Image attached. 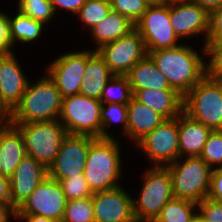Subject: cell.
I'll return each mask as SVG.
<instances>
[{"label": "cell", "instance_id": "23", "mask_svg": "<svg viewBox=\"0 0 222 222\" xmlns=\"http://www.w3.org/2000/svg\"><path fill=\"white\" fill-rule=\"evenodd\" d=\"M126 76L132 90H175L148 54L137 62Z\"/></svg>", "mask_w": 222, "mask_h": 222}, {"label": "cell", "instance_id": "35", "mask_svg": "<svg viewBox=\"0 0 222 222\" xmlns=\"http://www.w3.org/2000/svg\"><path fill=\"white\" fill-rule=\"evenodd\" d=\"M60 184L67 200L83 199L93 196V192L89 188L84 174H77V176L62 179Z\"/></svg>", "mask_w": 222, "mask_h": 222}, {"label": "cell", "instance_id": "27", "mask_svg": "<svg viewBox=\"0 0 222 222\" xmlns=\"http://www.w3.org/2000/svg\"><path fill=\"white\" fill-rule=\"evenodd\" d=\"M197 207L195 202L173 198L161 209L154 222H192L197 214L194 212H198Z\"/></svg>", "mask_w": 222, "mask_h": 222}, {"label": "cell", "instance_id": "16", "mask_svg": "<svg viewBox=\"0 0 222 222\" xmlns=\"http://www.w3.org/2000/svg\"><path fill=\"white\" fill-rule=\"evenodd\" d=\"M22 71L14 52L0 53V99L10 112L19 104L30 82Z\"/></svg>", "mask_w": 222, "mask_h": 222}, {"label": "cell", "instance_id": "24", "mask_svg": "<svg viewBox=\"0 0 222 222\" xmlns=\"http://www.w3.org/2000/svg\"><path fill=\"white\" fill-rule=\"evenodd\" d=\"M112 76L104 59L96 51L87 60L79 94L100 100L102 91Z\"/></svg>", "mask_w": 222, "mask_h": 222}, {"label": "cell", "instance_id": "10", "mask_svg": "<svg viewBox=\"0 0 222 222\" xmlns=\"http://www.w3.org/2000/svg\"><path fill=\"white\" fill-rule=\"evenodd\" d=\"M154 166L166 167L180 157L179 116L165 119L136 143Z\"/></svg>", "mask_w": 222, "mask_h": 222}, {"label": "cell", "instance_id": "17", "mask_svg": "<svg viewBox=\"0 0 222 222\" xmlns=\"http://www.w3.org/2000/svg\"><path fill=\"white\" fill-rule=\"evenodd\" d=\"M170 22L180 40L184 37L205 34L204 42L206 43L209 13L200 5L192 1L171 3Z\"/></svg>", "mask_w": 222, "mask_h": 222}, {"label": "cell", "instance_id": "28", "mask_svg": "<svg viewBox=\"0 0 222 222\" xmlns=\"http://www.w3.org/2000/svg\"><path fill=\"white\" fill-rule=\"evenodd\" d=\"M133 95L128 77L113 75L105 85L100 101L105 105L107 103L128 105L131 102Z\"/></svg>", "mask_w": 222, "mask_h": 222}, {"label": "cell", "instance_id": "19", "mask_svg": "<svg viewBox=\"0 0 222 222\" xmlns=\"http://www.w3.org/2000/svg\"><path fill=\"white\" fill-rule=\"evenodd\" d=\"M25 155L21 130L12 123L0 126V174L10 178Z\"/></svg>", "mask_w": 222, "mask_h": 222}, {"label": "cell", "instance_id": "49", "mask_svg": "<svg viewBox=\"0 0 222 222\" xmlns=\"http://www.w3.org/2000/svg\"><path fill=\"white\" fill-rule=\"evenodd\" d=\"M165 3L171 4V3H176V2H188L191 0H164Z\"/></svg>", "mask_w": 222, "mask_h": 222}, {"label": "cell", "instance_id": "29", "mask_svg": "<svg viewBox=\"0 0 222 222\" xmlns=\"http://www.w3.org/2000/svg\"><path fill=\"white\" fill-rule=\"evenodd\" d=\"M100 114L102 123L101 138H112L111 134L107 131L112 122L123 124L122 131L127 137L128 105L107 103V107L105 108V104H102Z\"/></svg>", "mask_w": 222, "mask_h": 222}, {"label": "cell", "instance_id": "42", "mask_svg": "<svg viewBox=\"0 0 222 222\" xmlns=\"http://www.w3.org/2000/svg\"><path fill=\"white\" fill-rule=\"evenodd\" d=\"M0 203L12 204L10 196V178L0 174Z\"/></svg>", "mask_w": 222, "mask_h": 222}, {"label": "cell", "instance_id": "11", "mask_svg": "<svg viewBox=\"0 0 222 222\" xmlns=\"http://www.w3.org/2000/svg\"><path fill=\"white\" fill-rule=\"evenodd\" d=\"M113 75L126 76L131 68L148 53L140 33L134 29L129 34L102 45L96 50Z\"/></svg>", "mask_w": 222, "mask_h": 222}, {"label": "cell", "instance_id": "33", "mask_svg": "<svg viewBox=\"0 0 222 222\" xmlns=\"http://www.w3.org/2000/svg\"><path fill=\"white\" fill-rule=\"evenodd\" d=\"M200 157L212 169H218L222 167V130L211 131ZM214 165L217 167H214Z\"/></svg>", "mask_w": 222, "mask_h": 222}, {"label": "cell", "instance_id": "38", "mask_svg": "<svg viewBox=\"0 0 222 222\" xmlns=\"http://www.w3.org/2000/svg\"><path fill=\"white\" fill-rule=\"evenodd\" d=\"M206 42H222V6L209 13V31Z\"/></svg>", "mask_w": 222, "mask_h": 222}, {"label": "cell", "instance_id": "44", "mask_svg": "<svg viewBox=\"0 0 222 222\" xmlns=\"http://www.w3.org/2000/svg\"><path fill=\"white\" fill-rule=\"evenodd\" d=\"M191 1L200 5L208 13L222 6V0H191Z\"/></svg>", "mask_w": 222, "mask_h": 222}, {"label": "cell", "instance_id": "39", "mask_svg": "<svg viewBox=\"0 0 222 222\" xmlns=\"http://www.w3.org/2000/svg\"><path fill=\"white\" fill-rule=\"evenodd\" d=\"M8 15L0 11V53L13 52Z\"/></svg>", "mask_w": 222, "mask_h": 222}, {"label": "cell", "instance_id": "3", "mask_svg": "<svg viewBox=\"0 0 222 222\" xmlns=\"http://www.w3.org/2000/svg\"><path fill=\"white\" fill-rule=\"evenodd\" d=\"M63 97L55 82L46 73L28 87L19 104L11 112L10 123L57 120Z\"/></svg>", "mask_w": 222, "mask_h": 222}, {"label": "cell", "instance_id": "1", "mask_svg": "<svg viewBox=\"0 0 222 222\" xmlns=\"http://www.w3.org/2000/svg\"><path fill=\"white\" fill-rule=\"evenodd\" d=\"M172 88L183 97L206 75V62L189 45L147 51Z\"/></svg>", "mask_w": 222, "mask_h": 222}, {"label": "cell", "instance_id": "5", "mask_svg": "<svg viewBox=\"0 0 222 222\" xmlns=\"http://www.w3.org/2000/svg\"><path fill=\"white\" fill-rule=\"evenodd\" d=\"M21 130L26 155L35 158L47 169L53 164L67 136L63 124L57 120L29 123H12Z\"/></svg>", "mask_w": 222, "mask_h": 222}, {"label": "cell", "instance_id": "4", "mask_svg": "<svg viewBox=\"0 0 222 222\" xmlns=\"http://www.w3.org/2000/svg\"><path fill=\"white\" fill-rule=\"evenodd\" d=\"M143 174L138 198L133 199L136 222H154L161 209L174 198L172 178L167 167L152 166Z\"/></svg>", "mask_w": 222, "mask_h": 222}, {"label": "cell", "instance_id": "6", "mask_svg": "<svg viewBox=\"0 0 222 222\" xmlns=\"http://www.w3.org/2000/svg\"><path fill=\"white\" fill-rule=\"evenodd\" d=\"M171 174L174 198L195 203L208 198L213 169L201 157H180L166 166Z\"/></svg>", "mask_w": 222, "mask_h": 222}, {"label": "cell", "instance_id": "36", "mask_svg": "<svg viewBox=\"0 0 222 222\" xmlns=\"http://www.w3.org/2000/svg\"><path fill=\"white\" fill-rule=\"evenodd\" d=\"M112 11L130 19L134 24L143 16L149 4L144 0H109Z\"/></svg>", "mask_w": 222, "mask_h": 222}, {"label": "cell", "instance_id": "37", "mask_svg": "<svg viewBox=\"0 0 222 222\" xmlns=\"http://www.w3.org/2000/svg\"><path fill=\"white\" fill-rule=\"evenodd\" d=\"M199 214L209 222H222V207L209 198L198 203Z\"/></svg>", "mask_w": 222, "mask_h": 222}, {"label": "cell", "instance_id": "12", "mask_svg": "<svg viewBox=\"0 0 222 222\" xmlns=\"http://www.w3.org/2000/svg\"><path fill=\"white\" fill-rule=\"evenodd\" d=\"M67 201L60 182L48 176L17 209V215H39L61 222Z\"/></svg>", "mask_w": 222, "mask_h": 222}, {"label": "cell", "instance_id": "20", "mask_svg": "<svg viewBox=\"0 0 222 222\" xmlns=\"http://www.w3.org/2000/svg\"><path fill=\"white\" fill-rule=\"evenodd\" d=\"M212 129L191 118L184 111L179 115V152L182 157H200Z\"/></svg>", "mask_w": 222, "mask_h": 222}, {"label": "cell", "instance_id": "34", "mask_svg": "<svg viewBox=\"0 0 222 222\" xmlns=\"http://www.w3.org/2000/svg\"><path fill=\"white\" fill-rule=\"evenodd\" d=\"M204 44L202 53L210 58L206 63V75L212 79L222 80V42Z\"/></svg>", "mask_w": 222, "mask_h": 222}, {"label": "cell", "instance_id": "14", "mask_svg": "<svg viewBox=\"0 0 222 222\" xmlns=\"http://www.w3.org/2000/svg\"><path fill=\"white\" fill-rule=\"evenodd\" d=\"M93 139L88 135L67 134L53 164L48 168V176L60 182L84 174L87 153Z\"/></svg>", "mask_w": 222, "mask_h": 222}, {"label": "cell", "instance_id": "41", "mask_svg": "<svg viewBox=\"0 0 222 222\" xmlns=\"http://www.w3.org/2000/svg\"><path fill=\"white\" fill-rule=\"evenodd\" d=\"M86 1L87 0H51V3L55 12L59 7L60 9H65L73 14H77Z\"/></svg>", "mask_w": 222, "mask_h": 222}, {"label": "cell", "instance_id": "7", "mask_svg": "<svg viewBox=\"0 0 222 222\" xmlns=\"http://www.w3.org/2000/svg\"><path fill=\"white\" fill-rule=\"evenodd\" d=\"M183 111L212 130H222V80L205 75L184 96Z\"/></svg>", "mask_w": 222, "mask_h": 222}, {"label": "cell", "instance_id": "25", "mask_svg": "<svg viewBox=\"0 0 222 222\" xmlns=\"http://www.w3.org/2000/svg\"><path fill=\"white\" fill-rule=\"evenodd\" d=\"M135 29V24L123 16L122 14L110 11L109 14L97 23L89 32L91 37L95 41L97 48L99 49L102 45L112 42L116 39L121 38L129 34Z\"/></svg>", "mask_w": 222, "mask_h": 222}, {"label": "cell", "instance_id": "9", "mask_svg": "<svg viewBox=\"0 0 222 222\" xmlns=\"http://www.w3.org/2000/svg\"><path fill=\"white\" fill-rule=\"evenodd\" d=\"M135 29L143 38L147 51L179 46V37L170 22V4L149 5L135 23Z\"/></svg>", "mask_w": 222, "mask_h": 222}, {"label": "cell", "instance_id": "21", "mask_svg": "<svg viewBox=\"0 0 222 222\" xmlns=\"http://www.w3.org/2000/svg\"><path fill=\"white\" fill-rule=\"evenodd\" d=\"M133 97L165 119L178 117L183 112L184 97L177 90H132Z\"/></svg>", "mask_w": 222, "mask_h": 222}, {"label": "cell", "instance_id": "30", "mask_svg": "<svg viewBox=\"0 0 222 222\" xmlns=\"http://www.w3.org/2000/svg\"><path fill=\"white\" fill-rule=\"evenodd\" d=\"M17 5L18 12L44 25L55 15L51 0H18Z\"/></svg>", "mask_w": 222, "mask_h": 222}, {"label": "cell", "instance_id": "43", "mask_svg": "<svg viewBox=\"0 0 222 222\" xmlns=\"http://www.w3.org/2000/svg\"><path fill=\"white\" fill-rule=\"evenodd\" d=\"M10 216L17 219V209L12 204L0 203V222H10Z\"/></svg>", "mask_w": 222, "mask_h": 222}, {"label": "cell", "instance_id": "48", "mask_svg": "<svg viewBox=\"0 0 222 222\" xmlns=\"http://www.w3.org/2000/svg\"><path fill=\"white\" fill-rule=\"evenodd\" d=\"M192 222H209L206 221L198 212Z\"/></svg>", "mask_w": 222, "mask_h": 222}, {"label": "cell", "instance_id": "47", "mask_svg": "<svg viewBox=\"0 0 222 222\" xmlns=\"http://www.w3.org/2000/svg\"><path fill=\"white\" fill-rule=\"evenodd\" d=\"M149 5H159L165 3L164 0H144Z\"/></svg>", "mask_w": 222, "mask_h": 222}, {"label": "cell", "instance_id": "18", "mask_svg": "<svg viewBox=\"0 0 222 222\" xmlns=\"http://www.w3.org/2000/svg\"><path fill=\"white\" fill-rule=\"evenodd\" d=\"M47 177L48 169L35 158L25 155L10 177L12 205L18 209Z\"/></svg>", "mask_w": 222, "mask_h": 222}, {"label": "cell", "instance_id": "8", "mask_svg": "<svg viewBox=\"0 0 222 222\" xmlns=\"http://www.w3.org/2000/svg\"><path fill=\"white\" fill-rule=\"evenodd\" d=\"M100 100L76 94L63 98L58 120L68 134L101 138Z\"/></svg>", "mask_w": 222, "mask_h": 222}, {"label": "cell", "instance_id": "31", "mask_svg": "<svg viewBox=\"0 0 222 222\" xmlns=\"http://www.w3.org/2000/svg\"><path fill=\"white\" fill-rule=\"evenodd\" d=\"M61 222H95L92 197L68 200Z\"/></svg>", "mask_w": 222, "mask_h": 222}, {"label": "cell", "instance_id": "15", "mask_svg": "<svg viewBox=\"0 0 222 222\" xmlns=\"http://www.w3.org/2000/svg\"><path fill=\"white\" fill-rule=\"evenodd\" d=\"M92 203L95 222H136L133 198L121 186L94 192Z\"/></svg>", "mask_w": 222, "mask_h": 222}, {"label": "cell", "instance_id": "22", "mask_svg": "<svg viewBox=\"0 0 222 222\" xmlns=\"http://www.w3.org/2000/svg\"><path fill=\"white\" fill-rule=\"evenodd\" d=\"M164 120L165 118L162 115L133 97L128 104L127 136L129 141L133 139L136 144Z\"/></svg>", "mask_w": 222, "mask_h": 222}, {"label": "cell", "instance_id": "2", "mask_svg": "<svg viewBox=\"0 0 222 222\" xmlns=\"http://www.w3.org/2000/svg\"><path fill=\"white\" fill-rule=\"evenodd\" d=\"M115 138H94L89 146L84 176L91 191L116 188L122 177L121 154Z\"/></svg>", "mask_w": 222, "mask_h": 222}, {"label": "cell", "instance_id": "46", "mask_svg": "<svg viewBox=\"0 0 222 222\" xmlns=\"http://www.w3.org/2000/svg\"><path fill=\"white\" fill-rule=\"evenodd\" d=\"M11 112L0 99V126L10 123Z\"/></svg>", "mask_w": 222, "mask_h": 222}, {"label": "cell", "instance_id": "13", "mask_svg": "<svg viewBox=\"0 0 222 222\" xmlns=\"http://www.w3.org/2000/svg\"><path fill=\"white\" fill-rule=\"evenodd\" d=\"M95 52V49L68 52L47 66L46 73L55 82L63 98L79 94L87 60Z\"/></svg>", "mask_w": 222, "mask_h": 222}, {"label": "cell", "instance_id": "32", "mask_svg": "<svg viewBox=\"0 0 222 222\" xmlns=\"http://www.w3.org/2000/svg\"><path fill=\"white\" fill-rule=\"evenodd\" d=\"M112 10L109 0H87L80 8L79 19L89 28V31L105 18Z\"/></svg>", "mask_w": 222, "mask_h": 222}, {"label": "cell", "instance_id": "40", "mask_svg": "<svg viewBox=\"0 0 222 222\" xmlns=\"http://www.w3.org/2000/svg\"><path fill=\"white\" fill-rule=\"evenodd\" d=\"M208 198L215 202H222V169L215 168L211 173Z\"/></svg>", "mask_w": 222, "mask_h": 222}, {"label": "cell", "instance_id": "26", "mask_svg": "<svg viewBox=\"0 0 222 222\" xmlns=\"http://www.w3.org/2000/svg\"><path fill=\"white\" fill-rule=\"evenodd\" d=\"M10 17L11 16H8L12 46L18 41L21 43H31L41 36L42 29H44L43 23L23 15L18 11L15 17Z\"/></svg>", "mask_w": 222, "mask_h": 222}, {"label": "cell", "instance_id": "45", "mask_svg": "<svg viewBox=\"0 0 222 222\" xmlns=\"http://www.w3.org/2000/svg\"><path fill=\"white\" fill-rule=\"evenodd\" d=\"M16 218L24 220L25 222H58L39 215H17Z\"/></svg>", "mask_w": 222, "mask_h": 222}]
</instances>
